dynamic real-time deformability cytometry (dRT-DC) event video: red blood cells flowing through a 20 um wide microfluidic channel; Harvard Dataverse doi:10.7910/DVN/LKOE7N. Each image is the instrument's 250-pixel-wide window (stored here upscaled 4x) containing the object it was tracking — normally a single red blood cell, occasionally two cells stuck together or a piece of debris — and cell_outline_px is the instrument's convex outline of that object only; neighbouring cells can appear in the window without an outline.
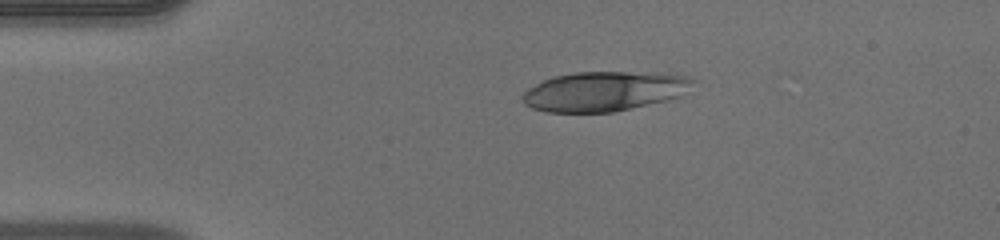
{"species": "human", "species_latin": "Homo sapiens", "temperature_condition": "warm", "stored_images_in_passage": 40, "camera_frame_rate_fps": 3000, "um_per_image_px": 0.085, "donor": {"sex": "male"}, "frame": {"image": 1, "passage_image": 1, "time_ms": 0.0, "image_size_px": [1000, 240], "cell_outline_px": [[696, 80], [684, 96], [668, 100], [612, 112], [548, 112], [532, 108], [524, 104], [524, 92], [528, 88], [540, 80], [552, 76], [576, 72], [624, 72], [688, 76]], "centroid_in_image_um": [51.35, 7.76], "position_along_channel_um": 33.7, "area_um2": 39.3}}
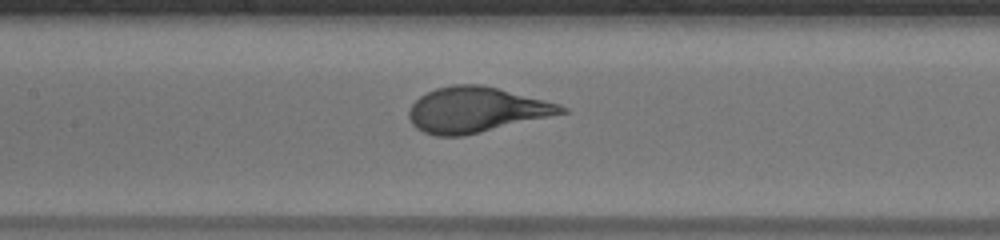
{"frame": {"image": 2, "passage_image": 14, "time_ms": 4.333, "image_size_px": [1000, 240], "cell_outline_px": [[568, 112], [464, 136], [436, 136], [424, 132], [416, 128], [412, 124], [408, 116], [408, 108], [420, 96], [436, 88], [452, 84], [480, 84], [560, 104], [568, 108]], "centroid_in_image_um": [40.44, 9.34], "position_along_channel_um": 167.0, "area_um2": 40.06}}
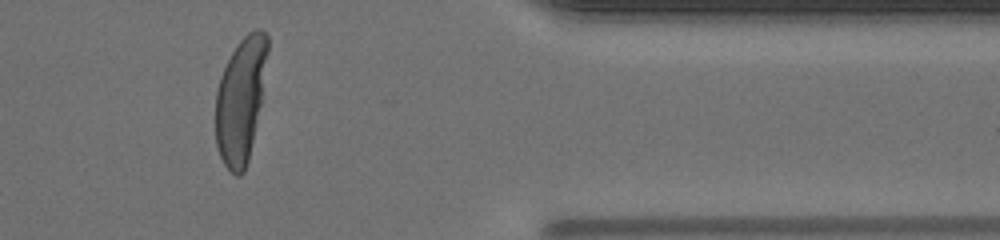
{"frame": {"image": 3, "passage_image": 32, "time_ms": 10.333, "image_size_px": [1000, 240], "cell_outline_px": [[268, 52], [260, 104], [248, 160], [244, 172], [240, 176], [236, 176], [224, 164], [220, 156], [216, 144], [216, 92], [220, 76], [236, 44], [248, 32], [256, 28], [260, 28], [268, 36]], "centroid_in_image_um": [20.45, 8.46], "position_along_channel_um": 391.0, "area_um2": 37.51}, "authors_computed_cell_mechanics": {"area_um2": 40.0265, "velocity_mm_per_s": 4.1095, "shape_relaxation_time_tau1_ms": 3.8664, "shape_relaxation_time_tau2_ms": null, "deformation_change_tau1": 0.2383, "deformation_change_tau2": null}}